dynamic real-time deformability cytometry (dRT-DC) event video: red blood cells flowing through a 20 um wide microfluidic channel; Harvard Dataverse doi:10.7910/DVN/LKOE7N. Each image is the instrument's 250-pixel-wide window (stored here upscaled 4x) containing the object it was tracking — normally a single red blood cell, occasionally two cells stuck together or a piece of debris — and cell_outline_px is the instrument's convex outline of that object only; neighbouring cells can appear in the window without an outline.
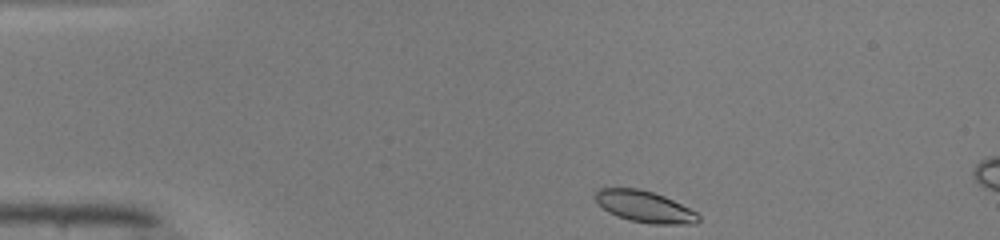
{"species": "common noctule bat (a hibernating species)", "species_latin": "Nyctalus noctula", "temperature_condition": "warm", "stored_images_in_passage": 6, "camera_frame_rate_fps": 3000, "um_per_image_px": 0.085, "animal": {"sex": "male", "body_mass_g": 19.0, "forearm_length_mm": 50.8}, "frame": {"image": 1, "passage_image": 1, "time_ms": 0.0, "image_size_px": [1000, 240], "cell_outline_px": [[700, 220], [696, 224], [652, 224], [628, 220], [608, 212], [592, 196], [596, 188], [636, 188], [652, 192], [664, 196], [696, 212], [700, 216]], "centroid_in_image_um": [54.77, 17.56], "position_along_channel_um": 30.2, "area_um2": 18.9}}